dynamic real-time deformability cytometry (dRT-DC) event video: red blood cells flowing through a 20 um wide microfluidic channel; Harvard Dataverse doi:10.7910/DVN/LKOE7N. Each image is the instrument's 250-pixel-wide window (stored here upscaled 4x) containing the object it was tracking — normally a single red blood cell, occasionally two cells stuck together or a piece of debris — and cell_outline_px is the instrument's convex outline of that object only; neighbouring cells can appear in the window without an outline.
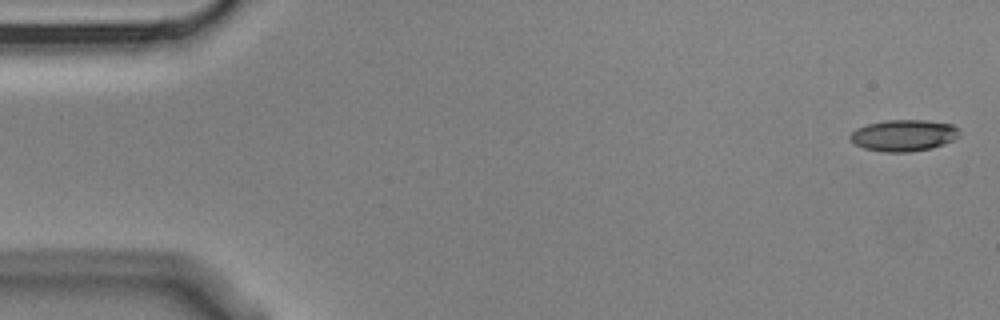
{"species": "Egyptian fruit bat (a non-hibernating species)", "species_latin": "Rousettus aegyptiacus", "temperature_condition": "cold", "stored_images_in_passage": 5, "camera_frame_rate_fps": 3000, "um_per_image_px": 0.085, "animal": {"sex": "male"}, "frame": {"image": 1, "passage_image": 1, "time_ms": 0.0, "image_size_px": [1000, 320], "cell_outline_px": [[960, 136], [944, 144], [932, 148], [908, 152], [884, 152], [864, 148], [856, 144], [848, 136], [856, 128], [868, 124], [884, 120], [924, 120], [952, 124], [960, 132]], "centroid_in_image_um": [76.82, 11.51], "position_along_channel_um": 8.2, "area_um2": 20.0}}
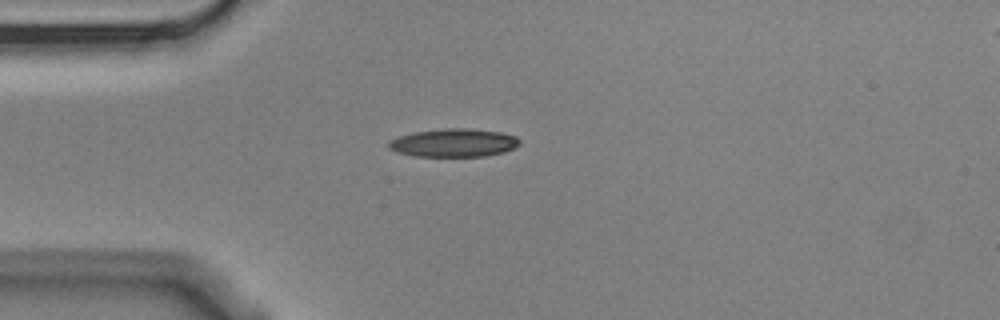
{"frame": {"image": 2, "passage_image": 5, "time_ms": 1.333, "image_size_px": [1000, 320], "cell_outline_px": [[520, 144], [516, 148], [504, 152], [484, 156], [416, 156], [396, 152], [388, 148], [388, 140], [400, 136], [416, 132], [444, 128], [468, 128], [500, 132], [516, 136], [520, 140]], "centroid_in_image_um": [38.59, 12.14], "position_along_channel_um": 46.4, "area_um2": 21.56}}